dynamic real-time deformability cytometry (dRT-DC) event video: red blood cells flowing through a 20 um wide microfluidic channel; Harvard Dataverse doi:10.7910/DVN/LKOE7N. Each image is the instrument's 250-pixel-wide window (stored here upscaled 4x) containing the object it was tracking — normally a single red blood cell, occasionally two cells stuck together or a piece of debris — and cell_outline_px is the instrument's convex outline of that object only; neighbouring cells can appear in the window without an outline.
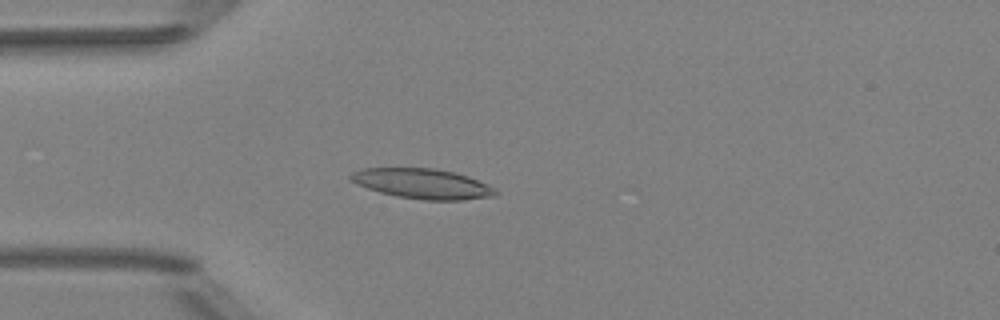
{"species": "Egyptian fruit bat (a non-hibernating species)", "species_latin": "Rousettus aegyptiacus", "temperature_condition": "room temperature", "stored_images_in_passage": 47, "camera_frame_rate_fps": 3000, "um_per_image_px": 0.085, "animal": {"sex": "female"}, "frame": {"image": 1, "passage_image": 10, "time_ms": 3.0, "image_size_px": [1000, 320], "cell_outline_px": [[496, 196], [464, 200], [424, 200], [396, 196], [380, 192], [356, 184], [348, 180], [348, 176], [352, 172], [364, 168], [432, 168], [456, 172], [468, 176], [496, 188]], "centroid_in_image_um": [35.9, 15.61], "position_along_channel_um": 49.1, "area_um2": 25.49}}
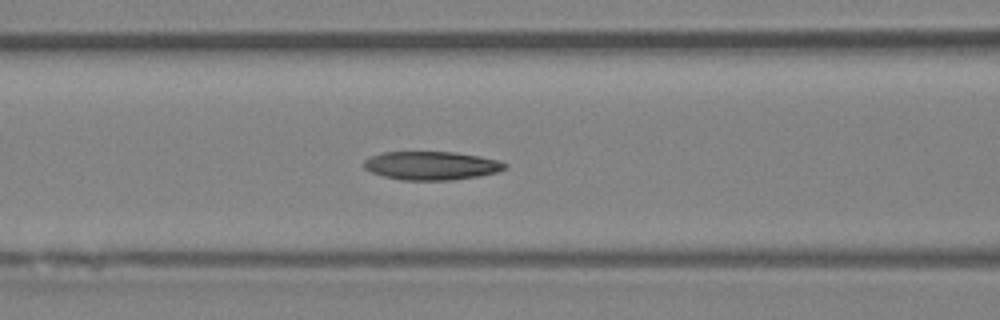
{"frame": {"image": 2, "passage_image": 17, "time_ms": 5.333, "image_size_px": [1000, 320], "cell_outline_px": [[508, 164], [500, 172], [480, 176], [452, 180], [400, 180], [384, 176], [372, 172], [364, 168], [364, 160], [380, 152], [452, 152], [480, 156], [496, 160]], "centroid_in_image_um": [36.68, 14.08], "position_along_channel_um": 129.9, "area_um2": 23.41}}
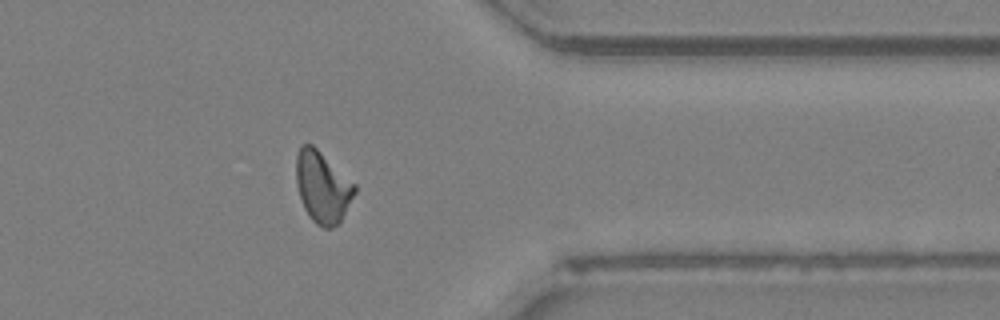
{"frame": {"image": 3, "passage_image": 37, "time_ms": 12.0, "image_size_px": [1000, 320], "cell_outline_px": [[356, 192], [340, 224], [332, 228], [324, 228], [316, 224], [308, 216], [304, 208], [296, 184], [296, 156], [300, 144], [312, 144], [356, 184]], "centroid_in_image_um": [27.42, 15.92], "position_along_channel_um": 384.0, "area_um2": 24.57}}